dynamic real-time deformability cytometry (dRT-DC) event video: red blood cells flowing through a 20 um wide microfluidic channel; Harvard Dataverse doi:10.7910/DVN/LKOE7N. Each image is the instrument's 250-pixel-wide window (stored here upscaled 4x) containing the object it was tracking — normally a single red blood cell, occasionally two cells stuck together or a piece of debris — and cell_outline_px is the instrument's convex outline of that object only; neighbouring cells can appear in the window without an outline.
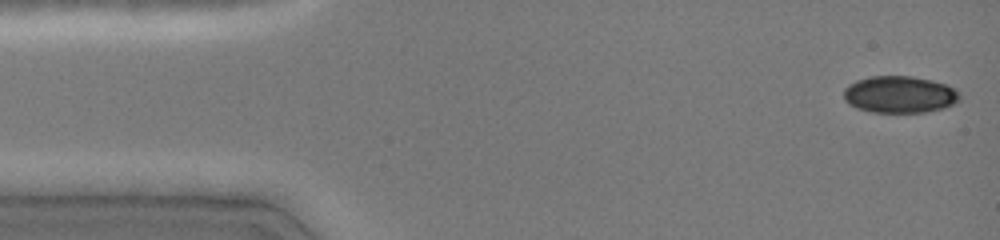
{"species": "common noctule bat (a hibernating species)", "species_latin": "Nyctalus noctula", "temperature_condition": "cold", "stored_images_in_passage": 42, "camera_frame_rate_fps": 3000, "um_per_image_px": 0.085, "animal": {"sex": "female", "body_mass_g": 19.0, "forearm_length_mm": 51.5}, "frame": {"image": 1, "passage_image": 1, "time_ms": 0.0, "image_size_px": [1000, 240], "cell_outline_px": [[960, 100], [944, 108], [924, 112], [872, 112], [856, 108], [848, 104], [844, 100], [844, 88], [848, 84], [856, 80], [872, 76], [912, 76], [932, 80], [944, 84], [960, 92]], "centroid_in_image_um": [76.44, 8.03], "position_along_channel_um": 8.6, "area_um2": 25.03}}
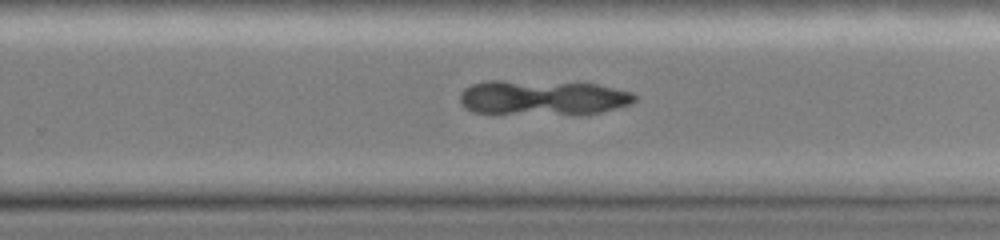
{"frame": {"image": 2, "passage_image": 27, "time_ms": 9.333, "image_size_px": [1000, 240], "cell_outline_px": [[636, 100], [632, 104], [600, 112], [472, 112], [464, 108], [460, 104], [460, 92], [464, 88], [472, 84], [488, 80], [500, 80], [596, 84], [632, 92], [636, 96]], "centroid_in_image_um": [46.09, 8.26], "position_along_channel_um": 283.7, "area_um2": 34.45}}
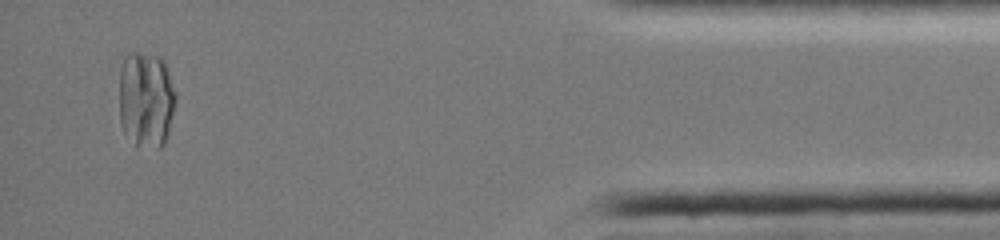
{"frame": {"image": 3, "passage_image": 40, "time_ms": 14.0, "image_size_px": [1000, 240], "cell_outline_px": [[176, 100], [168, 132], [164, 144], [160, 148], [156, 148], [136, 144], [124, 132], [120, 124], [120, 72], [124, 56], [128, 52], [140, 52], [160, 56], [164, 60], [176, 92]], "centroid_in_image_um": [12.42, 8.41], "position_along_channel_um": 422.8, "area_um2": 31.96}}